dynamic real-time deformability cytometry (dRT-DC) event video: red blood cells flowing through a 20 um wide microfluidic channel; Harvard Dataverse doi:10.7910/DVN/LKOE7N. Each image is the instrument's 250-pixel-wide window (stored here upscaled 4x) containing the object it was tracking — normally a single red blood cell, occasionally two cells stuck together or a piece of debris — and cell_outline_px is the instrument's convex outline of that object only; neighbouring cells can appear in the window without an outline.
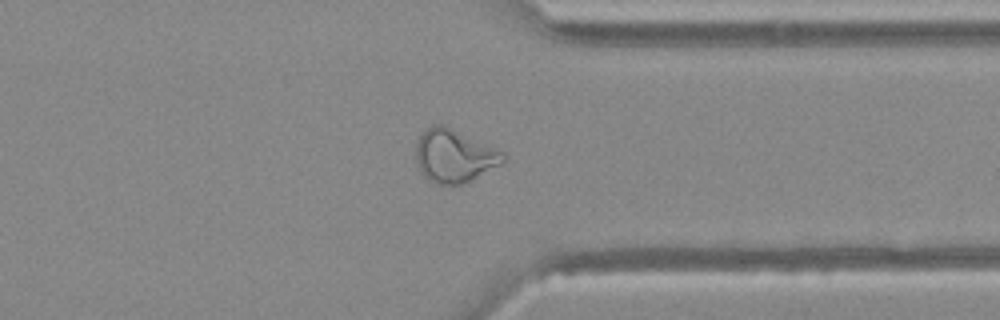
{"species": "Egyptian fruit bat (a non-hibernating species)", "species_latin": "Rousettus aegyptiacus", "temperature_condition": "warm", "stored_images_in_passage": 36, "camera_frame_rate_fps": 3000, "um_per_image_px": 0.085, "animal": {"sex": "female"}, "frame": {"image": 1, "passage_image": 26, "time_ms": 8.333, "image_size_px": [1000, 320], "cell_outline_px": [[504, 160], [500, 164], [460, 184], [436, 184], [428, 180], [424, 176], [416, 160], [416, 144], [420, 136], [432, 124], [444, 124], [504, 152]], "centroid_in_image_um": [38.57, 13.22], "position_along_channel_um": 372.8, "area_um2": 26.36}}
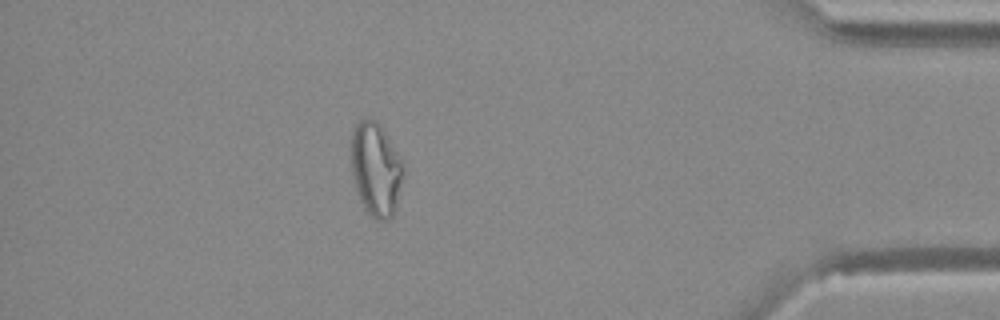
{"frame": {"image": 2, "passage_image": 31, "time_ms": 10.0, "image_size_px": [1000, 320], "cell_outline_px": [[404, 172], [396, 204], [392, 216], [388, 220], [376, 220], [364, 208], [356, 192], [352, 180], [352, 128], [360, 120], [372, 116], [380, 124], [404, 160]], "centroid_in_image_um": [31.95, 14.34], "position_along_channel_um": 403.2, "area_um2": 28.84}}